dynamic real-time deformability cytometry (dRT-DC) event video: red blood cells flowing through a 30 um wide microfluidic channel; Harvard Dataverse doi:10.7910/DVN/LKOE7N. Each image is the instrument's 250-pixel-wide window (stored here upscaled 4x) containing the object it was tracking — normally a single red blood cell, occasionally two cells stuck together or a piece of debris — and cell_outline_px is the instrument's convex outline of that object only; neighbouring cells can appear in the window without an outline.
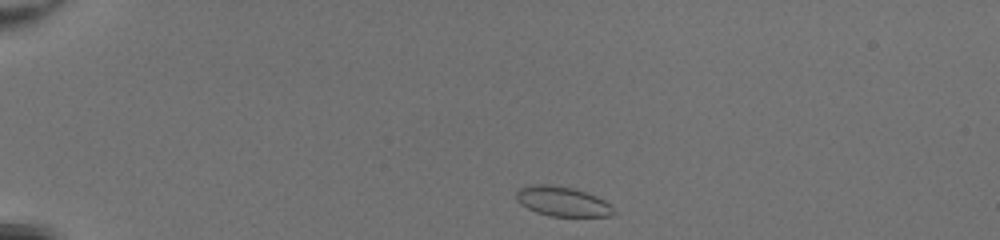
{"species": "common noctule bat (a hibernating species)", "species_latin": "Nyctalus noctula", "temperature_condition": "room temperature", "stored_images_in_passage": 39, "camera_frame_rate_fps": 3000, "um_per_image_px": 0.085, "animal": {"sex": "female", "body_mass_g": 20.0, "forearm_length_mm": 54.0}, "frame": {"image": 1, "passage_image": 1, "time_ms": 0.0, "image_size_px": [1000, 240], "cell_outline_px": [[616, 212], [612, 216], [548, 216], [536, 212], [520, 204], [516, 200], [516, 192], [520, 188], [532, 184], [548, 184], [576, 188], [596, 196], [612, 204]], "centroid_in_image_um": [47.83, 17.12], "position_along_channel_um": 37.2, "area_um2": 17.11}}
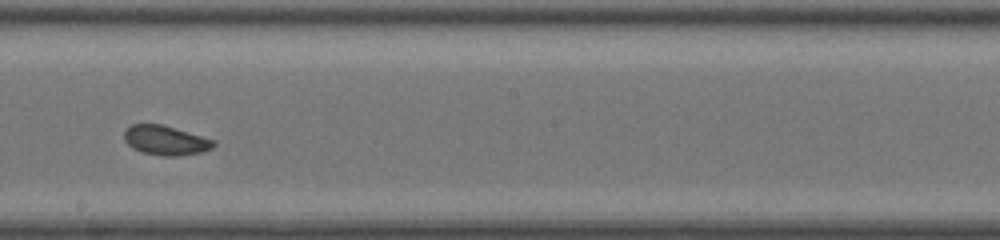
{"frame": {"image": 2, "passage_image": 20, "time_ms": 6.333, "image_size_px": [1000, 240], "cell_outline_px": [[216, 144], [212, 148], [200, 152], [176, 156], [164, 156], [140, 152], [132, 148], [124, 140], [124, 128], [132, 124], [160, 124], [216, 140]], "centroid_in_image_um": [14.04, 11.93], "position_along_channel_um": 234.2, "area_um2": 15.37}}
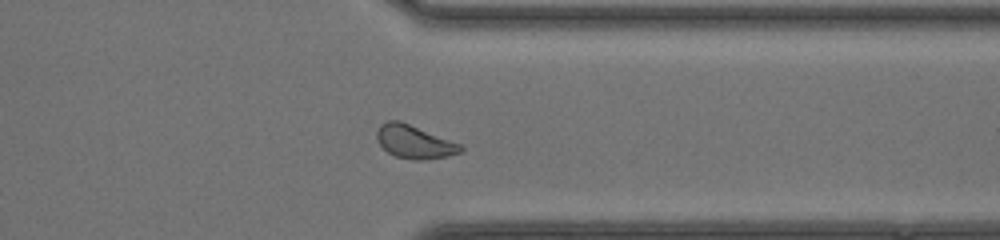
{"frame": {"image": 3, "passage_image": 30, "time_ms": 9.667, "image_size_px": [1000, 240], "cell_outline_px": [[464, 152], [448, 156], [420, 160], [416, 160], [396, 156], [388, 152], [380, 144], [376, 136], [376, 132], [380, 124], [388, 120], [400, 120], [464, 144]], "centroid_in_image_um": [35.29, 12.04], "position_along_channel_um": 376.1, "area_um2": 16.53}, "authors_computed_cell_mechanics": {"area_um2": 16.1262, "velocity_mm_per_s": 4.2595, "shape_relaxation_time_tau1_ms": 4.0496, "shape_relaxation_time_tau2_ms": 3.4405, "deformation_change_tau1": 0.0717, "deformation_change_tau2": 0.0698}}